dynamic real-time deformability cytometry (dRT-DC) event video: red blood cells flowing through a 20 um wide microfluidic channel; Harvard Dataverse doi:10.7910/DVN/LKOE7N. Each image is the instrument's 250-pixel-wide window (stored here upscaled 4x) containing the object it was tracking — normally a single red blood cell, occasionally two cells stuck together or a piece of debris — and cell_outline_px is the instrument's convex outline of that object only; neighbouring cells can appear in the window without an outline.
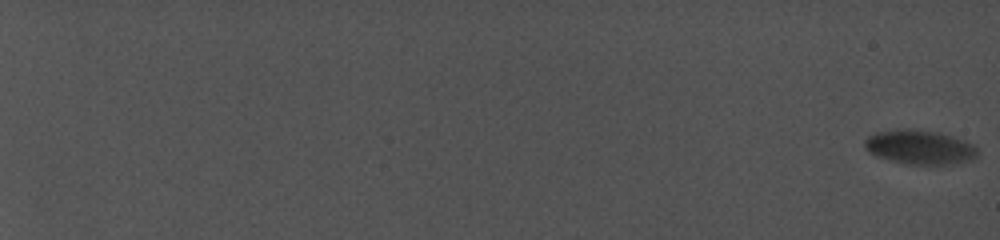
{"species": "common noctule bat (a hibernating species)", "species_latin": "Nyctalus noctula", "temperature_condition": "cold", "stored_images_in_passage": 109, "camera_frame_rate_fps": 5000, "um_per_image_px": 0.085, "animal": {"sex": "female", "body_mass_g": 19.0, "forearm_length_mm": 56.7}, "frame": {"image": 1, "passage_image": 1, "time_ms": 0.0, "image_size_px": [1000, 240], "cell_outline_px": [[976, 156], [972, 160], [956, 164], [908, 164], [892, 160], [868, 152], [864, 148], [864, 140], [868, 136], [876, 132], [908, 128], [912, 128], [940, 132], [952, 136], [972, 144], [976, 148]], "centroid_in_image_um": [78.17, 12.5], "position_along_channel_um": 6.8, "area_um2": 22.43}}
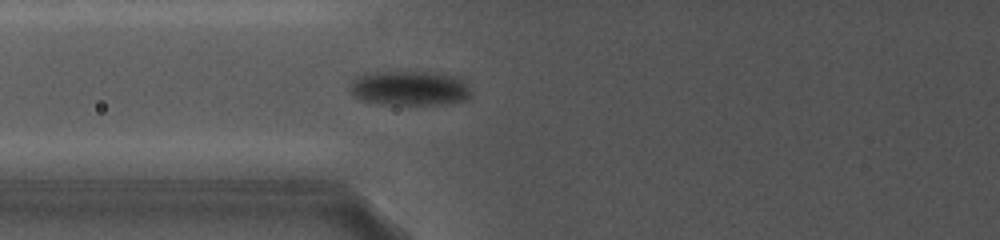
{"frame": {"image": 2, "passage_image": 66, "time_ms": 11.0, "image_size_px": [1000, 240], "cell_outline_px": [[472, 96], [464, 100], [444, 104], [380, 104], [360, 100], [352, 96], [348, 92], [348, 88], [352, 80], [356, 76], [364, 72], [436, 72], [456, 76], [464, 80], [472, 88]], "centroid_in_image_um": [34.79, 7.49], "position_along_channel_um": 91.0, "area_um2": 25.14}}
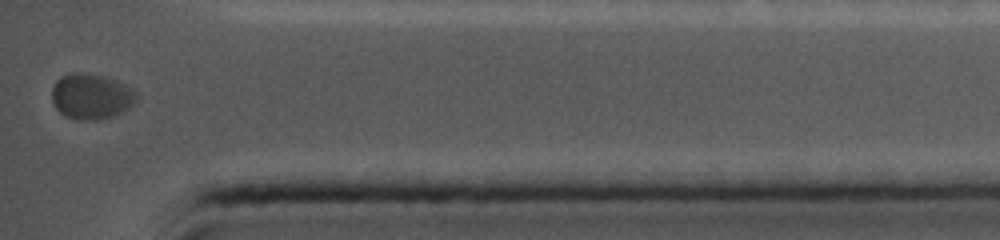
{"frame": {"image": 3, "passage_image": 108, "time_ms": 20.0, "image_size_px": [1000, 240], "cell_outline_px": [[136, 100], [128, 108], [112, 116], [96, 120], [76, 120], [64, 116], [56, 108], [52, 100], [52, 88], [56, 80], [60, 76], [68, 72], [84, 72], [104, 76], [124, 84], [132, 88], [136, 92]], "centroid_in_image_um": [7.71, 8.18], "position_along_channel_um": 427.5, "area_um2": 22.54}}